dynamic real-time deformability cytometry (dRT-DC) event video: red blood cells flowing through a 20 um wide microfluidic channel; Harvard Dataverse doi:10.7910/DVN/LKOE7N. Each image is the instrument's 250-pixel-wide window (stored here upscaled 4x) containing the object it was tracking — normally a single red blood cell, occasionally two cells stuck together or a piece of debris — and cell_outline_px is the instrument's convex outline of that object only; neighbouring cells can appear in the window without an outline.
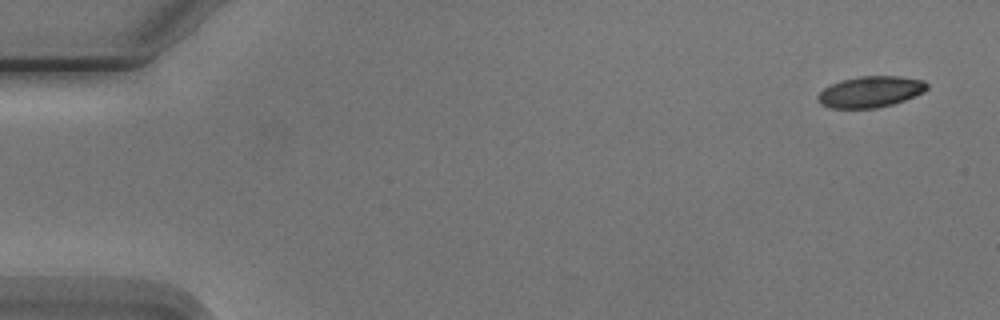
{"species": "Egyptian fruit bat (a non-hibernating species)", "species_latin": "Rousettus aegyptiacus", "temperature_condition": "cold", "stored_images_in_passage": 4, "camera_frame_rate_fps": 3000, "um_per_image_px": 0.085, "animal": {"sex": "male"}, "frame": {"image": 1, "passage_image": 1, "time_ms": 0.0, "image_size_px": [1000, 320], "cell_outline_px": [[928, 88], [924, 92], [904, 100], [892, 104], [876, 108], [832, 108], [820, 104], [816, 96], [824, 88], [840, 80], [860, 76], [900, 76], [924, 80], [928, 84]], "centroid_in_image_um": [73.99, 7.79], "position_along_channel_um": 11.0, "area_um2": 19.83}}
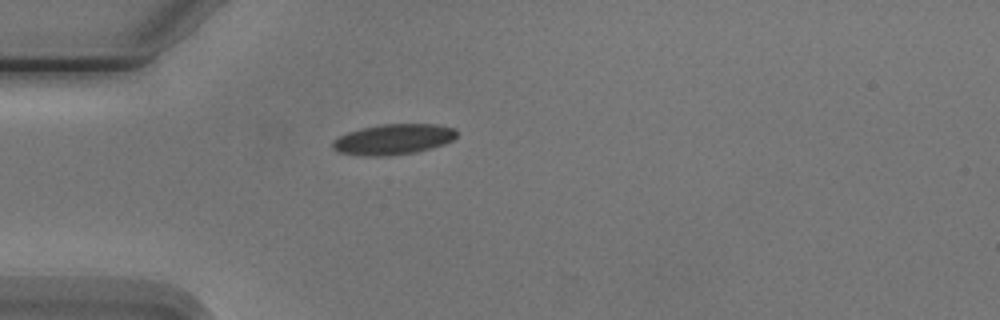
{"frame": {"image": 2, "passage_image": 4, "time_ms": 4.333, "image_size_px": [1000, 320], "cell_outline_px": [[456, 136], [452, 140], [444, 144], [432, 148], [416, 152], [388, 156], [364, 156], [336, 152], [332, 148], [332, 144], [340, 136], [348, 132], [364, 128], [384, 124], [436, 124], [452, 128], [456, 132]], "centroid_in_image_um": [33.43, 11.86], "position_along_channel_um": 51.6, "area_um2": 21.91}}